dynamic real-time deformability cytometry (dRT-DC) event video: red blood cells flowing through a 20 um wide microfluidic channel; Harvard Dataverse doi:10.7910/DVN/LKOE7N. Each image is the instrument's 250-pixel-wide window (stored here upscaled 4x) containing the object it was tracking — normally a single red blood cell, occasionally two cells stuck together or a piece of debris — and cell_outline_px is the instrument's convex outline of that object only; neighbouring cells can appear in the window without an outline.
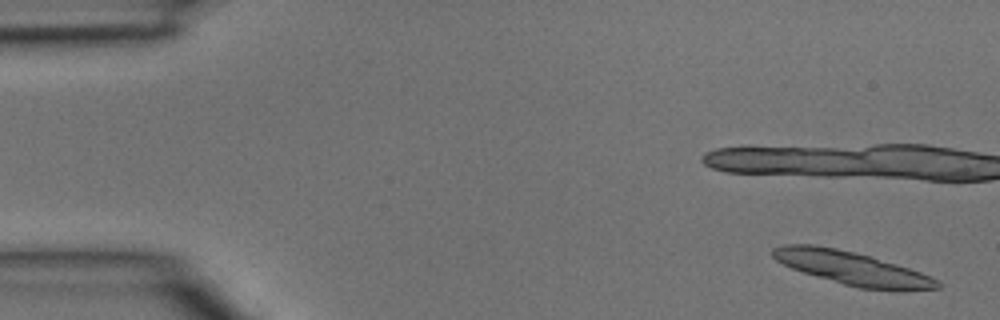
{"species": "common noctule bat (a hibernating species)", "species_latin": "Nyctalus noctula", "temperature_condition": "room temperature", "stored_images_in_passage": 6, "camera_frame_rate_fps": 3000, "um_per_image_px": 0.085, "animal": {"sex": "male", "body_mass_g": 15.6}, "frame": {"image": 1, "passage_image": 1, "time_ms": 0.0, "image_size_px": [1000, 320], "cell_outline_px": [[940, 288], [856, 288], [816, 276], [792, 268], [776, 260], [772, 256], [772, 248], [784, 244], [812, 244], [836, 248], [856, 252], [872, 256], [932, 276], [940, 280]], "centroid_in_image_um": [72.34, 22.75], "position_along_channel_um": 12.7, "area_um2": 31.21}}
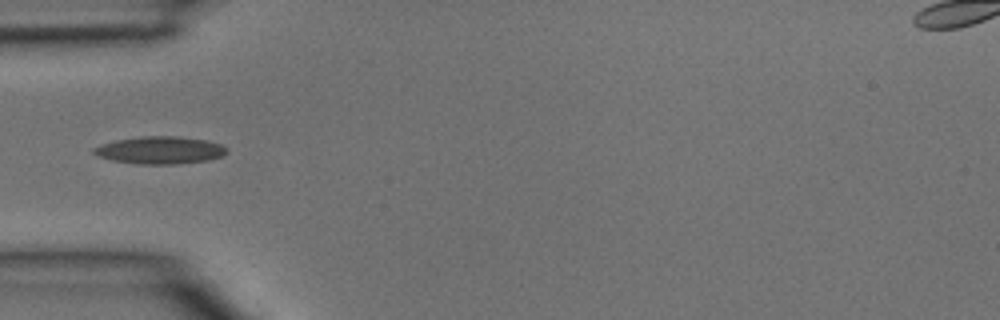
{"frame": {"image": 2, "passage_image": 5, "time_ms": 1.333, "image_size_px": [1000, 320], "cell_outline_px": [[228, 152], [224, 156], [208, 160], [176, 164], [136, 164], [112, 160], [100, 156], [92, 152], [92, 148], [116, 140], [144, 136], [176, 136], [204, 140], [220, 144], [228, 148]], "centroid_in_image_um": [13.64, 12.77], "position_along_channel_um": 71.4, "area_um2": 21.15}}
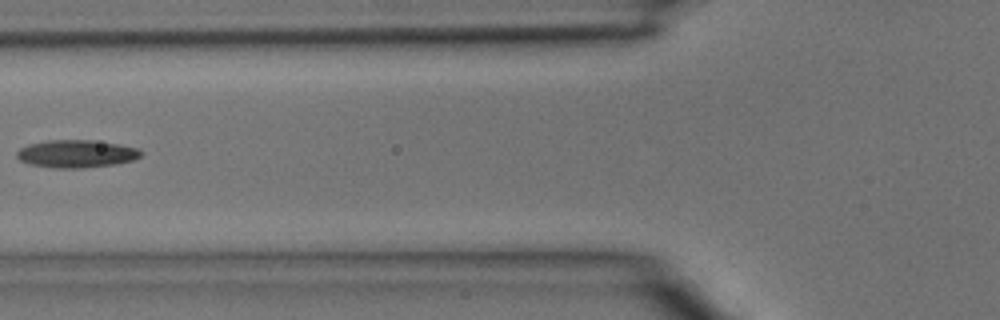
{"frame": {"image": 3, "passage_image": 6, "time_ms": 1.667, "image_size_px": [1000, 320], "cell_outline_px": [[144, 152], [140, 156], [132, 160], [116, 164], [84, 168], [56, 168], [28, 164], [20, 160], [16, 156], [16, 152], [20, 148], [28, 144], [48, 140], [92, 140], [120, 144], [136, 148]], "centroid_in_image_um": [6.48, 13.07], "position_along_channel_um": 119.3, "area_um2": 20.11}}